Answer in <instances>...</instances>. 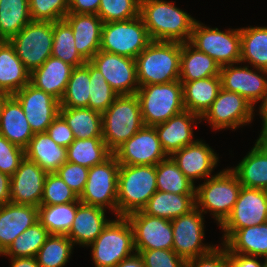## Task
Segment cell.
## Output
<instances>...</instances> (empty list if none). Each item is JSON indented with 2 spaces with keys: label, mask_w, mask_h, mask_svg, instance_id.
<instances>
[{
  "label": "cell",
  "mask_w": 267,
  "mask_h": 267,
  "mask_svg": "<svg viewBox=\"0 0 267 267\" xmlns=\"http://www.w3.org/2000/svg\"><path fill=\"white\" fill-rule=\"evenodd\" d=\"M174 4L166 0H140L139 16L151 40L190 41L196 19Z\"/></svg>",
  "instance_id": "cell-1"
},
{
  "label": "cell",
  "mask_w": 267,
  "mask_h": 267,
  "mask_svg": "<svg viewBox=\"0 0 267 267\" xmlns=\"http://www.w3.org/2000/svg\"><path fill=\"white\" fill-rule=\"evenodd\" d=\"M181 42L154 41L135 58L140 86L180 79Z\"/></svg>",
  "instance_id": "cell-2"
},
{
  "label": "cell",
  "mask_w": 267,
  "mask_h": 267,
  "mask_svg": "<svg viewBox=\"0 0 267 267\" xmlns=\"http://www.w3.org/2000/svg\"><path fill=\"white\" fill-rule=\"evenodd\" d=\"M157 191L155 165H120L117 216L141 211Z\"/></svg>",
  "instance_id": "cell-3"
},
{
  "label": "cell",
  "mask_w": 267,
  "mask_h": 267,
  "mask_svg": "<svg viewBox=\"0 0 267 267\" xmlns=\"http://www.w3.org/2000/svg\"><path fill=\"white\" fill-rule=\"evenodd\" d=\"M241 187L236 174L230 168L224 169L196 186L195 206L202 213L211 212L220 226L231 214Z\"/></svg>",
  "instance_id": "cell-4"
},
{
  "label": "cell",
  "mask_w": 267,
  "mask_h": 267,
  "mask_svg": "<svg viewBox=\"0 0 267 267\" xmlns=\"http://www.w3.org/2000/svg\"><path fill=\"white\" fill-rule=\"evenodd\" d=\"M143 126L136 94L119 95L102 114V138L112 153Z\"/></svg>",
  "instance_id": "cell-5"
},
{
  "label": "cell",
  "mask_w": 267,
  "mask_h": 267,
  "mask_svg": "<svg viewBox=\"0 0 267 267\" xmlns=\"http://www.w3.org/2000/svg\"><path fill=\"white\" fill-rule=\"evenodd\" d=\"M144 125L155 126L166 122L185 110L182 83L172 81L140 86L136 93Z\"/></svg>",
  "instance_id": "cell-6"
},
{
  "label": "cell",
  "mask_w": 267,
  "mask_h": 267,
  "mask_svg": "<svg viewBox=\"0 0 267 267\" xmlns=\"http://www.w3.org/2000/svg\"><path fill=\"white\" fill-rule=\"evenodd\" d=\"M90 246L95 267H115L133 255V229L127 217L116 216V220H110Z\"/></svg>",
  "instance_id": "cell-7"
},
{
  "label": "cell",
  "mask_w": 267,
  "mask_h": 267,
  "mask_svg": "<svg viewBox=\"0 0 267 267\" xmlns=\"http://www.w3.org/2000/svg\"><path fill=\"white\" fill-rule=\"evenodd\" d=\"M151 41L142 18L138 16L103 23L100 50L135 59Z\"/></svg>",
  "instance_id": "cell-8"
},
{
  "label": "cell",
  "mask_w": 267,
  "mask_h": 267,
  "mask_svg": "<svg viewBox=\"0 0 267 267\" xmlns=\"http://www.w3.org/2000/svg\"><path fill=\"white\" fill-rule=\"evenodd\" d=\"M189 43L198 51L209 55L220 66L240 63V28L224 32L196 20Z\"/></svg>",
  "instance_id": "cell-9"
},
{
  "label": "cell",
  "mask_w": 267,
  "mask_h": 267,
  "mask_svg": "<svg viewBox=\"0 0 267 267\" xmlns=\"http://www.w3.org/2000/svg\"><path fill=\"white\" fill-rule=\"evenodd\" d=\"M120 164L112 153L105 161L88 170L85 188L79 196L82 204L106 207L117 216L118 171Z\"/></svg>",
  "instance_id": "cell-10"
},
{
  "label": "cell",
  "mask_w": 267,
  "mask_h": 267,
  "mask_svg": "<svg viewBox=\"0 0 267 267\" xmlns=\"http://www.w3.org/2000/svg\"><path fill=\"white\" fill-rule=\"evenodd\" d=\"M9 42L25 68L31 73L51 56L53 22L32 20Z\"/></svg>",
  "instance_id": "cell-11"
},
{
  "label": "cell",
  "mask_w": 267,
  "mask_h": 267,
  "mask_svg": "<svg viewBox=\"0 0 267 267\" xmlns=\"http://www.w3.org/2000/svg\"><path fill=\"white\" fill-rule=\"evenodd\" d=\"M195 206L188 213L171 221L173 229L172 249L186 262L210 252L216 245L203 244L204 218Z\"/></svg>",
  "instance_id": "cell-12"
},
{
  "label": "cell",
  "mask_w": 267,
  "mask_h": 267,
  "mask_svg": "<svg viewBox=\"0 0 267 267\" xmlns=\"http://www.w3.org/2000/svg\"><path fill=\"white\" fill-rule=\"evenodd\" d=\"M267 222V190L241 187L231 214L220 225L222 244L238 229Z\"/></svg>",
  "instance_id": "cell-13"
},
{
  "label": "cell",
  "mask_w": 267,
  "mask_h": 267,
  "mask_svg": "<svg viewBox=\"0 0 267 267\" xmlns=\"http://www.w3.org/2000/svg\"><path fill=\"white\" fill-rule=\"evenodd\" d=\"M254 110L253 105L244 97L221 88L201 121L206 119L214 130H235L252 122Z\"/></svg>",
  "instance_id": "cell-14"
},
{
  "label": "cell",
  "mask_w": 267,
  "mask_h": 267,
  "mask_svg": "<svg viewBox=\"0 0 267 267\" xmlns=\"http://www.w3.org/2000/svg\"><path fill=\"white\" fill-rule=\"evenodd\" d=\"M120 165H157L168 156L163 151L154 126L144 125L114 152Z\"/></svg>",
  "instance_id": "cell-15"
},
{
  "label": "cell",
  "mask_w": 267,
  "mask_h": 267,
  "mask_svg": "<svg viewBox=\"0 0 267 267\" xmlns=\"http://www.w3.org/2000/svg\"><path fill=\"white\" fill-rule=\"evenodd\" d=\"M89 62L102 73L110 87L119 95L137 93L139 84L134 58L99 50Z\"/></svg>",
  "instance_id": "cell-16"
},
{
  "label": "cell",
  "mask_w": 267,
  "mask_h": 267,
  "mask_svg": "<svg viewBox=\"0 0 267 267\" xmlns=\"http://www.w3.org/2000/svg\"><path fill=\"white\" fill-rule=\"evenodd\" d=\"M126 217L133 229L135 250L172 249L173 229L170 220L147 215L142 210Z\"/></svg>",
  "instance_id": "cell-17"
},
{
  "label": "cell",
  "mask_w": 267,
  "mask_h": 267,
  "mask_svg": "<svg viewBox=\"0 0 267 267\" xmlns=\"http://www.w3.org/2000/svg\"><path fill=\"white\" fill-rule=\"evenodd\" d=\"M238 64L221 66V86L226 91L241 95L254 107L259 100L263 101L267 93V70L255 68L257 71H253L248 65L238 67Z\"/></svg>",
  "instance_id": "cell-18"
},
{
  "label": "cell",
  "mask_w": 267,
  "mask_h": 267,
  "mask_svg": "<svg viewBox=\"0 0 267 267\" xmlns=\"http://www.w3.org/2000/svg\"><path fill=\"white\" fill-rule=\"evenodd\" d=\"M21 104L34 134L45 133L59 115L60 101L30 83L13 94Z\"/></svg>",
  "instance_id": "cell-19"
},
{
  "label": "cell",
  "mask_w": 267,
  "mask_h": 267,
  "mask_svg": "<svg viewBox=\"0 0 267 267\" xmlns=\"http://www.w3.org/2000/svg\"><path fill=\"white\" fill-rule=\"evenodd\" d=\"M47 174L25 157L10 178V202L39 207Z\"/></svg>",
  "instance_id": "cell-20"
},
{
  "label": "cell",
  "mask_w": 267,
  "mask_h": 267,
  "mask_svg": "<svg viewBox=\"0 0 267 267\" xmlns=\"http://www.w3.org/2000/svg\"><path fill=\"white\" fill-rule=\"evenodd\" d=\"M183 174L192 182L207 179L219 162L216 152L203 141H196L170 156Z\"/></svg>",
  "instance_id": "cell-21"
},
{
  "label": "cell",
  "mask_w": 267,
  "mask_h": 267,
  "mask_svg": "<svg viewBox=\"0 0 267 267\" xmlns=\"http://www.w3.org/2000/svg\"><path fill=\"white\" fill-rule=\"evenodd\" d=\"M197 120L202 122L198 114L184 110L166 122L154 126L161 147L167 156L196 141L192 126L195 122L199 124Z\"/></svg>",
  "instance_id": "cell-22"
},
{
  "label": "cell",
  "mask_w": 267,
  "mask_h": 267,
  "mask_svg": "<svg viewBox=\"0 0 267 267\" xmlns=\"http://www.w3.org/2000/svg\"><path fill=\"white\" fill-rule=\"evenodd\" d=\"M38 222V207L8 202L0 206V255L26 229Z\"/></svg>",
  "instance_id": "cell-23"
},
{
  "label": "cell",
  "mask_w": 267,
  "mask_h": 267,
  "mask_svg": "<svg viewBox=\"0 0 267 267\" xmlns=\"http://www.w3.org/2000/svg\"><path fill=\"white\" fill-rule=\"evenodd\" d=\"M64 20L73 30L77 51L86 61H90L100 50L102 19L95 14L68 13Z\"/></svg>",
  "instance_id": "cell-24"
},
{
  "label": "cell",
  "mask_w": 267,
  "mask_h": 267,
  "mask_svg": "<svg viewBox=\"0 0 267 267\" xmlns=\"http://www.w3.org/2000/svg\"><path fill=\"white\" fill-rule=\"evenodd\" d=\"M73 69L61 59L50 56L30 73V84L61 101Z\"/></svg>",
  "instance_id": "cell-25"
},
{
  "label": "cell",
  "mask_w": 267,
  "mask_h": 267,
  "mask_svg": "<svg viewBox=\"0 0 267 267\" xmlns=\"http://www.w3.org/2000/svg\"><path fill=\"white\" fill-rule=\"evenodd\" d=\"M106 210L97 207L80 204L69 233L66 235L73 244L89 246L102 232L110 220L106 219Z\"/></svg>",
  "instance_id": "cell-26"
},
{
  "label": "cell",
  "mask_w": 267,
  "mask_h": 267,
  "mask_svg": "<svg viewBox=\"0 0 267 267\" xmlns=\"http://www.w3.org/2000/svg\"><path fill=\"white\" fill-rule=\"evenodd\" d=\"M0 135L23 149L34 135L21 104L13 95L4 103L0 117Z\"/></svg>",
  "instance_id": "cell-27"
},
{
  "label": "cell",
  "mask_w": 267,
  "mask_h": 267,
  "mask_svg": "<svg viewBox=\"0 0 267 267\" xmlns=\"http://www.w3.org/2000/svg\"><path fill=\"white\" fill-rule=\"evenodd\" d=\"M230 169L243 187L267 190V146L257 139L251 151Z\"/></svg>",
  "instance_id": "cell-28"
},
{
  "label": "cell",
  "mask_w": 267,
  "mask_h": 267,
  "mask_svg": "<svg viewBox=\"0 0 267 267\" xmlns=\"http://www.w3.org/2000/svg\"><path fill=\"white\" fill-rule=\"evenodd\" d=\"M180 82L185 110L198 114L200 117L211 107L222 88L220 76Z\"/></svg>",
  "instance_id": "cell-29"
},
{
  "label": "cell",
  "mask_w": 267,
  "mask_h": 267,
  "mask_svg": "<svg viewBox=\"0 0 267 267\" xmlns=\"http://www.w3.org/2000/svg\"><path fill=\"white\" fill-rule=\"evenodd\" d=\"M30 83V72L9 41H0V92L13 95Z\"/></svg>",
  "instance_id": "cell-30"
},
{
  "label": "cell",
  "mask_w": 267,
  "mask_h": 267,
  "mask_svg": "<svg viewBox=\"0 0 267 267\" xmlns=\"http://www.w3.org/2000/svg\"><path fill=\"white\" fill-rule=\"evenodd\" d=\"M25 157L54 173L67 161V148L56 144L46 132L36 133L25 148Z\"/></svg>",
  "instance_id": "cell-31"
},
{
  "label": "cell",
  "mask_w": 267,
  "mask_h": 267,
  "mask_svg": "<svg viewBox=\"0 0 267 267\" xmlns=\"http://www.w3.org/2000/svg\"><path fill=\"white\" fill-rule=\"evenodd\" d=\"M195 207V194L156 191L142 211L150 216L172 221Z\"/></svg>",
  "instance_id": "cell-32"
},
{
  "label": "cell",
  "mask_w": 267,
  "mask_h": 267,
  "mask_svg": "<svg viewBox=\"0 0 267 267\" xmlns=\"http://www.w3.org/2000/svg\"><path fill=\"white\" fill-rule=\"evenodd\" d=\"M223 245L232 253L267 259V222L236 230Z\"/></svg>",
  "instance_id": "cell-33"
},
{
  "label": "cell",
  "mask_w": 267,
  "mask_h": 267,
  "mask_svg": "<svg viewBox=\"0 0 267 267\" xmlns=\"http://www.w3.org/2000/svg\"><path fill=\"white\" fill-rule=\"evenodd\" d=\"M220 68L221 66L213 58L198 51L189 42L181 43L179 81L220 76Z\"/></svg>",
  "instance_id": "cell-34"
},
{
  "label": "cell",
  "mask_w": 267,
  "mask_h": 267,
  "mask_svg": "<svg viewBox=\"0 0 267 267\" xmlns=\"http://www.w3.org/2000/svg\"><path fill=\"white\" fill-rule=\"evenodd\" d=\"M59 115L73 131L75 139L102 138V114L88 107L60 108Z\"/></svg>",
  "instance_id": "cell-35"
},
{
  "label": "cell",
  "mask_w": 267,
  "mask_h": 267,
  "mask_svg": "<svg viewBox=\"0 0 267 267\" xmlns=\"http://www.w3.org/2000/svg\"><path fill=\"white\" fill-rule=\"evenodd\" d=\"M240 63L267 70V26L240 28Z\"/></svg>",
  "instance_id": "cell-36"
},
{
  "label": "cell",
  "mask_w": 267,
  "mask_h": 267,
  "mask_svg": "<svg viewBox=\"0 0 267 267\" xmlns=\"http://www.w3.org/2000/svg\"><path fill=\"white\" fill-rule=\"evenodd\" d=\"M31 21L28 0H0V41H9Z\"/></svg>",
  "instance_id": "cell-37"
},
{
  "label": "cell",
  "mask_w": 267,
  "mask_h": 267,
  "mask_svg": "<svg viewBox=\"0 0 267 267\" xmlns=\"http://www.w3.org/2000/svg\"><path fill=\"white\" fill-rule=\"evenodd\" d=\"M80 204L81 202L40 205L38 207V221L48 230L49 234L67 235Z\"/></svg>",
  "instance_id": "cell-38"
},
{
  "label": "cell",
  "mask_w": 267,
  "mask_h": 267,
  "mask_svg": "<svg viewBox=\"0 0 267 267\" xmlns=\"http://www.w3.org/2000/svg\"><path fill=\"white\" fill-rule=\"evenodd\" d=\"M111 154L103 138L75 139L67 147V161L88 168L102 163Z\"/></svg>",
  "instance_id": "cell-39"
},
{
  "label": "cell",
  "mask_w": 267,
  "mask_h": 267,
  "mask_svg": "<svg viewBox=\"0 0 267 267\" xmlns=\"http://www.w3.org/2000/svg\"><path fill=\"white\" fill-rule=\"evenodd\" d=\"M157 190L174 194H195L196 186L168 156L156 165Z\"/></svg>",
  "instance_id": "cell-40"
},
{
  "label": "cell",
  "mask_w": 267,
  "mask_h": 267,
  "mask_svg": "<svg viewBox=\"0 0 267 267\" xmlns=\"http://www.w3.org/2000/svg\"><path fill=\"white\" fill-rule=\"evenodd\" d=\"M90 62L75 67L72 70L64 96L60 101V108L88 107L90 94Z\"/></svg>",
  "instance_id": "cell-41"
},
{
  "label": "cell",
  "mask_w": 267,
  "mask_h": 267,
  "mask_svg": "<svg viewBox=\"0 0 267 267\" xmlns=\"http://www.w3.org/2000/svg\"><path fill=\"white\" fill-rule=\"evenodd\" d=\"M51 56L75 67L84 65L87 61L75 47L73 30L65 20L53 22V45Z\"/></svg>",
  "instance_id": "cell-42"
},
{
  "label": "cell",
  "mask_w": 267,
  "mask_h": 267,
  "mask_svg": "<svg viewBox=\"0 0 267 267\" xmlns=\"http://www.w3.org/2000/svg\"><path fill=\"white\" fill-rule=\"evenodd\" d=\"M73 242L66 235L50 234L36 256L40 267H64L73 251Z\"/></svg>",
  "instance_id": "cell-43"
},
{
  "label": "cell",
  "mask_w": 267,
  "mask_h": 267,
  "mask_svg": "<svg viewBox=\"0 0 267 267\" xmlns=\"http://www.w3.org/2000/svg\"><path fill=\"white\" fill-rule=\"evenodd\" d=\"M49 235L48 230L38 221L23 231L2 253V256L36 257Z\"/></svg>",
  "instance_id": "cell-44"
},
{
  "label": "cell",
  "mask_w": 267,
  "mask_h": 267,
  "mask_svg": "<svg viewBox=\"0 0 267 267\" xmlns=\"http://www.w3.org/2000/svg\"><path fill=\"white\" fill-rule=\"evenodd\" d=\"M88 108L103 114L119 96L107 83L102 73L90 63Z\"/></svg>",
  "instance_id": "cell-45"
},
{
  "label": "cell",
  "mask_w": 267,
  "mask_h": 267,
  "mask_svg": "<svg viewBox=\"0 0 267 267\" xmlns=\"http://www.w3.org/2000/svg\"><path fill=\"white\" fill-rule=\"evenodd\" d=\"M140 0H100L97 15L103 23L125 21L139 16Z\"/></svg>",
  "instance_id": "cell-46"
},
{
  "label": "cell",
  "mask_w": 267,
  "mask_h": 267,
  "mask_svg": "<svg viewBox=\"0 0 267 267\" xmlns=\"http://www.w3.org/2000/svg\"><path fill=\"white\" fill-rule=\"evenodd\" d=\"M80 202L77 194L54 173H48L43 188L41 205H59Z\"/></svg>",
  "instance_id": "cell-47"
},
{
  "label": "cell",
  "mask_w": 267,
  "mask_h": 267,
  "mask_svg": "<svg viewBox=\"0 0 267 267\" xmlns=\"http://www.w3.org/2000/svg\"><path fill=\"white\" fill-rule=\"evenodd\" d=\"M33 21L56 22L68 14V0H28Z\"/></svg>",
  "instance_id": "cell-48"
},
{
  "label": "cell",
  "mask_w": 267,
  "mask_h": 267,
  "mask_svg": "<svg viewBox=\"0 0 267 267\" xmlns=\"http://www.w3.org/2000/svg\"><path fill=\"white\" fill-rule=\"evenodd\" d=\"M145 267H187V262L173 249L135 250Z\"/></svg>",
  "instance_id": "cell-49"
},
{
  "label": "cell",
  "mask_w": 267,
  "mask_h": 267,
  "mask_svg": "<svg viewBox=\"0 0 267 267\" xmlns=\"http://www.w3.org/2000/svg\"><path fill=\"white\" fill-rule=\"evenodd\" d=\"M25 158V149L11 143L0 135V172L10 177Z\"/></svg>",
  "instance_id": "cell-50"
},
{
  "label": "cell",
  "mask_w": 267,
  "mask_h": 267,
  "mask_svg": "<svg viewBox=\"0 0 267 267\" xmlns=\"http://www.w3.org/2000/svg\"><path fill=\"white\" fill-rule=\"evenodd\" d=\"M88 170V167L66 161L56 173L79 197L85 188Z\"/></svg>",
  "instance_id": "cell-51"
},
{
  "label": "cell",
  "mask_w": 267,
  "mask_h": 267,
  "mask_svg": "<svg viewBox=\"0 0 267 267\" xmlns=\"http://www.w3.org/2000/svg\"><path fill=\"white\" fill-rule=\"evenodd\" d=\"M210 252L187 261V267H229L228 250L222 244Z\"/></svg>",
  "instance_id": "cell-52"
},
{
  "label": "cell",
  "mask_w": 267,
  "mask_h": 267,
  "mask_svg": "<svg viewBox=\"0 0 267 267\" xmlns=\"http://www.w3.org/2000/svg\"><path fill=\"white\" fill-rule=\"evenodd\" d=\"M46 133L56 144L66 148L75 140L73 131L60 115L53 120Z\"/></svg>",
  "instance_id": "cell-53"
},
{
  "label": "cell",
  "mask_w": 267,
  "mask_h": 267,
  "mask_svg": "<svg viewBox=\"0 0 267 267\" xmlns=\"http://www.w3.org/2000/svg\"><path fill=\"white\" fill-rule=\"evenodd\" d=\"M100 0H68V13L97 15Z\"/></svg>",
  "instance_id": "cell-54"
},
{
  "label": "cell",
  "mask_w": 267,
  "mask_h": 267,
  "mask_svg": "<svg viewBox=\"0 0 267 267\" xmlns=\"http://www.w3.org/2000/svg\"><path fill=\"white\" fill-rule=\"evenodd\" d=\"M256 256L242 255L228 251L229 267H262L263 263Z\"/></svg>",
  "instance_id": "cell-55"
},
{
  "label": "cell",
  "mask_w": 267,
  "mask_h": 267,
  "mask_svg": "<svg viewBox=\"0 0 267 267\" xmlns=\"http://www.w3.org/2000/svg\"><path fill=\"white\" fill-rule=\"evenodd\" d=\"M10 176L0 172V206L10 202Z\"/></svg>",
  "instance_id": "cell-56"
},
{
  "label": "cell",
  "mask_w": 267,
  "mask_h": 267,
  "mask_svg": "<svg viewBox=\"0 0 267 267\" xmlns=\"http://www.w3.org/2000/svg\"><path fill=\"white\" fill-rule=\"evenodd\" d=\"M10 267H40L36 257H11Z\"/></svg>",
  "instance_id": "cell-57"
},
{
  "label": "cell",
  "mask_w": 267,
  "mask_h": 267,
  "mask_svg": "<svg viewBox=\"0 0 267 267\" xmlns=\"http://www.w3.org/2000/svg\"><path fill=\"white\" fill-rule=\"evenodd\" d=\"M115 267H145L141 256L135 252L130 257L122 260L118 265Z\"/></svg>",
  "instance_id": "cell-58"
},
{
  "label": "cell",
  "mask_w": 267,
  "mask_h": 267,
  "mask_svg": "<svg viewBox=\"0 0 267 267\" xmlns=\"http://www.w3.org/2000/svg\"><path fill=\"white\" fill-rule=\"evenodd\" d=\"M259 114L262 118V130L260 134L267 128V93L259 107Z\"/></svg>",
  "instance_id": "cell-59"
},
{
  "label": "cell",
  "mask_w": 267,
  "mask_h": 267,
  "mask_svg": "<svg viewBox=\"0 0 267 267\" xmlns=\"http://www.w3.org/2000/svg\"><path fill=\"white\" fill-rule=\"evenodd\" d=\"M10 96V94L5 93V92H0V117L2 115V110L4 107V103L6 101V99Z\"/></svg>",
  "instance_id": "cell-60"
},
{
  "label": "cell",
  "mask_w": 267,
  "mask_h": 267,
  "mask_svg": "<svg viewBox=\"0 0 267 267\" xmlns=\"http://www.w3.org/2000/svg\"><path fill=\"white\" fill-rule=\"evenodd\" d=\"M258 139L267 146V128L259 135Z\"/></svg>",
  "instance_id": "cell-61"
},
{
  "label": "cell",
  "mask_w": 267,
  "mask_h": 267,
  "mask_svg": "<svg viewBox=\"0 0 267 267\" xmlns=\"http://www.w3.org/2000/svg\"><path fill=\"white\" fill-rule=\"evenodd\" d=\"M262 267H267V259H264L263 266Z\"/></svg>",
  "instance_id": "cell-62"
}]
</instances>
